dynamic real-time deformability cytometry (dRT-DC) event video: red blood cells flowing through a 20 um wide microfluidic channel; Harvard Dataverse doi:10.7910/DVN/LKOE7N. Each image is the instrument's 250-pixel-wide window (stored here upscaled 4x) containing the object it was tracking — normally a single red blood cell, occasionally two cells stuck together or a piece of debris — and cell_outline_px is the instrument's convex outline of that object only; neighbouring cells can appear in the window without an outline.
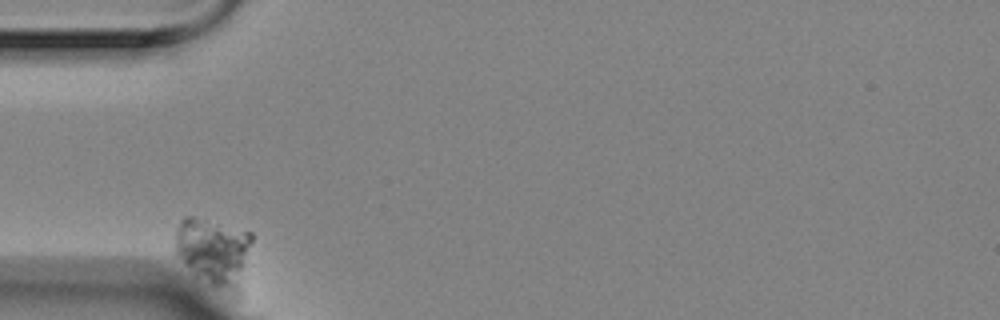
{"species": "Egyptian fruit bat (a non-hibernating species)", "species_latin": "Rousettus aegyptiacus", "temperature_condition": "room temperature", "stored_images_in_passage": 38, "camera_frame_rate_fps": 3000, "um_per_image_px": 0.085, "animal": {"sex": "female"}, "frame": {"image": 1, "passage_image": 1, "time_ms": 0.0, "image_size_px": [1000, 320], "cell_outline_px": [[252, 240], [240, 296], [236, 300], [232, 300], [196, 280], [192, 276], [176, 256], [176, 232], [180, 220], [184, 216], [192, 216], [252, 232]], "centroid_in_image_um": [18.2, 21.59], "position_along_channel_um": 66.8, "area_um2": 32.31}}
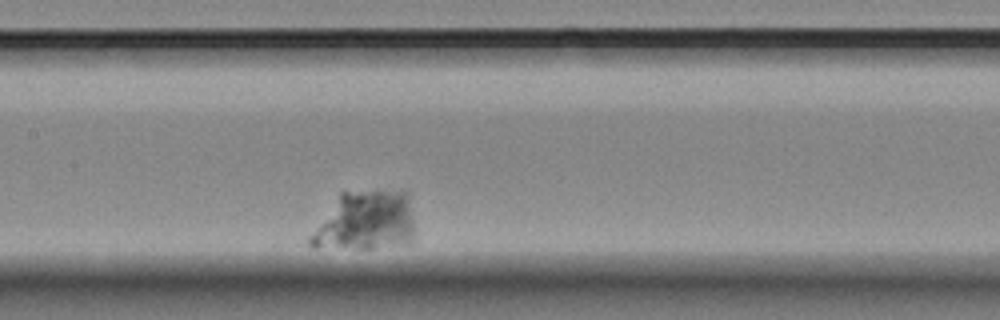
{"frame": {"image": 2, "passage_image": 16, "time_ms": 5.0, "image_size_px": [1000, 320], "cell_outline_px": [[412, 244], [376, 248], [308, 248], [308, 236], [340, 192], [380, 188], [408, 188], [412, 220]], "centroid_in_image_um": [31.06, 18.74], "position_along_channel_um": 176.3, "area_um2": 37.51}}
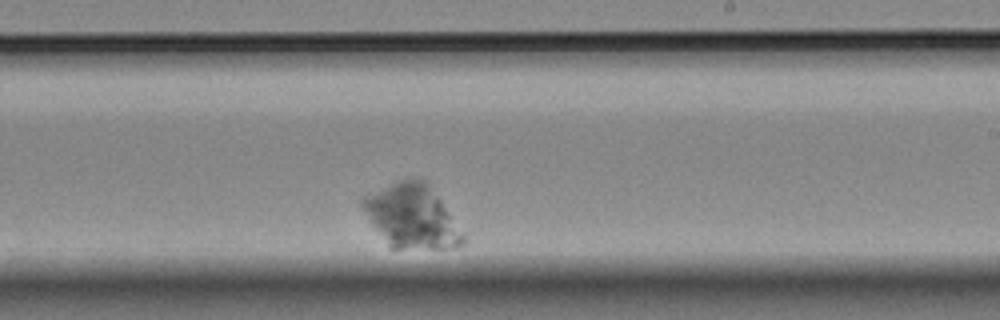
{"frame": {"image": 3, "passage_image": 25, "time_ms": 8.0, "image_size_px": [1000, 320], "cell_outline_px": [[464, 244], [456, 248], [388, 248], [360, 208], [360, 200], [364, 196], [408, 176], [424, 180], [428, 184], [440, 200], [464, 236]], "centroid_in_image_um": [34.94, 18.4], "position_along_channel_um": 254.1, "area_um2": 37.05}}